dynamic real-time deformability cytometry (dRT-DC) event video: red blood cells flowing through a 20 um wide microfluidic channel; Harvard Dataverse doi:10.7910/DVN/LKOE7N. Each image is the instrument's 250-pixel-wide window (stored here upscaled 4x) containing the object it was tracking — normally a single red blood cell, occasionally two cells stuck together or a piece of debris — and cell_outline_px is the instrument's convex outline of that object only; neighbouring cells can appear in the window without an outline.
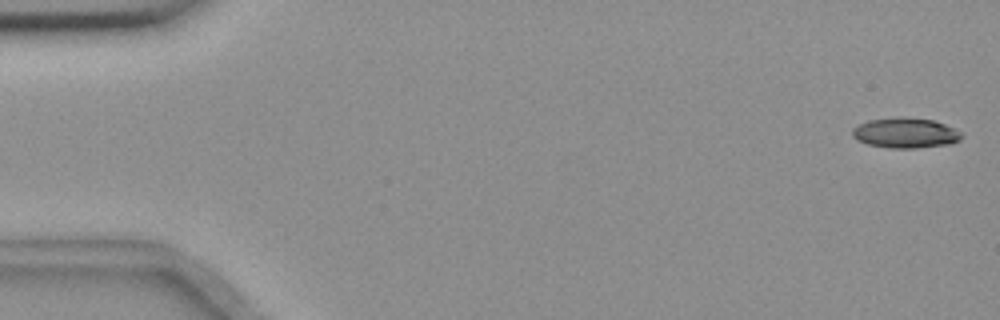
{"species": "common noctule bat (a hibernating species)", "species_latin": "Nyctalus noctula", "temperature_condition": "room temperature", "stored_images_in_passage": 6, "camera_frame_rate_fps": 3000, "um_per_image_px": 0.085, "animal": {"sex": "female", "body_mass_g": 18.4}, "frame": {"image": 1, "passage_image": 1, "time_ms": 0.0, "image_size_px": [1000, 320], "cell_outline_px": [[964, 136], [960, 140], [952, 144], [916, 148], [888, 148], [868, 144], [856, 140], [852, 136], [852, 128], [868, 120], [896, 116], [900, 116], [932, 120], [944, 124], [960, 132]], "centroid_in_image_um": [76.94, 11.3], "position_along_channel_um": 8.1, "area_um2": 19.42}}
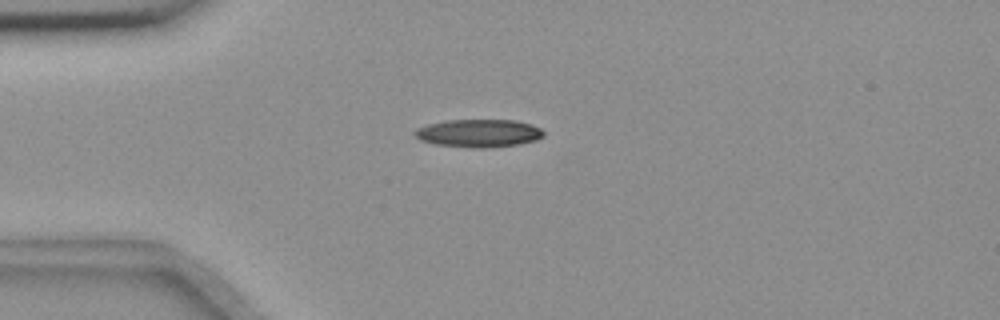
{"frame": {"image": 2, "passage_image": 5, "time_ms": 4.333, "image_size_px": [1000, 320], "cell_outline_px": [[544, 136], [536, 140], [516, 144], [484, 148], [476, 148], [436, 144], [420, 140], [412, 132], [416, 128], [428, 124], [448, 120], [516, 120], [532, 124], [540, 128], [544, 132]], "centroid_in_image_um": [40.69, 11.31], "position_along_channel_um": 44.3, "area_um2": 20.87}}